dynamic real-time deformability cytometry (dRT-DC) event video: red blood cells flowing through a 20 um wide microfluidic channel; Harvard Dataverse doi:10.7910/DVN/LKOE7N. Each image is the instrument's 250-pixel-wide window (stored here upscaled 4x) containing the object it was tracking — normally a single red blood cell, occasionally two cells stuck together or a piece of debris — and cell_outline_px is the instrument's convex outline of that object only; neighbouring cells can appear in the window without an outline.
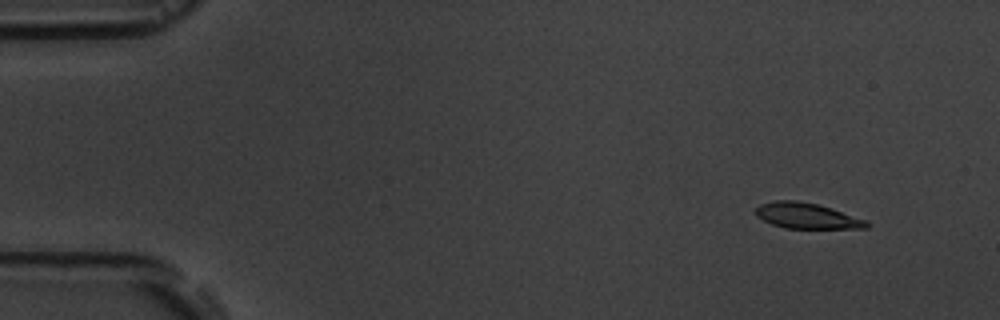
{"species": "common noctule bat (a hibernating species)", "species_latin": "Nyctalus noctula", "temperature_condition": "room temperature", "stored_images_in_passage": 6, "camera_frame_rate_fps": 3000, "um_per_image_px": 0.085, "animal": {"sex": "male", "body_mass_g": 19.5, "forearm_length_mm": 54.6}, "frame": {"image": 1, "passage_image": 2, "time_ms": 1.333, "image_size_px": [1000, 320], "cell_outline_px": [[868, 228], [784, 228], [772, 224], [756, 216], [756, 208], [760, 204], [776, 200], [796, 200], [816, 204], [832, 208], [868, 220]], "centroid_in_image_um": [68.59, 18.34], "position_along_channel_um": 16.4, "area_um2": 16.53}}
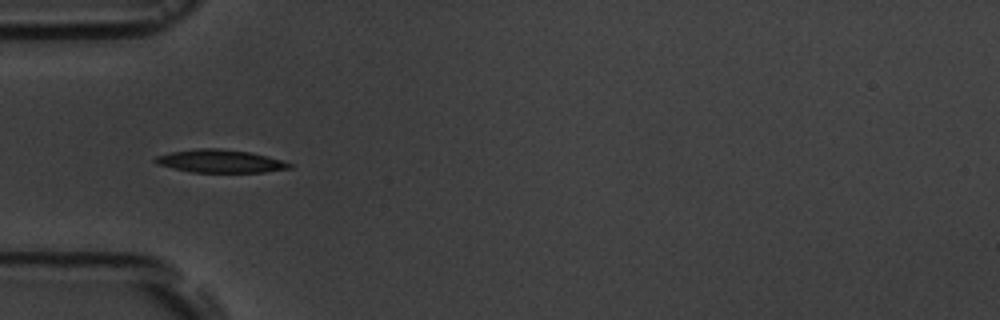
{"frame": {"image": 2, "passage_image": 5, "time_ms": 5.667, "image_size_px": [1000, 320], "cell_outline_px": [[292, 168], [264, 172], [192, 172], [156, 164], [152, 160], [156, 156], [172, 152], [200, 148], [220, 148], [252, 152], [268, 156], [292, 164]], "centroid_in_image_um": [18.72, 13.69], "position_along_channel_um": 66.3, "area_um2": 17.92}}
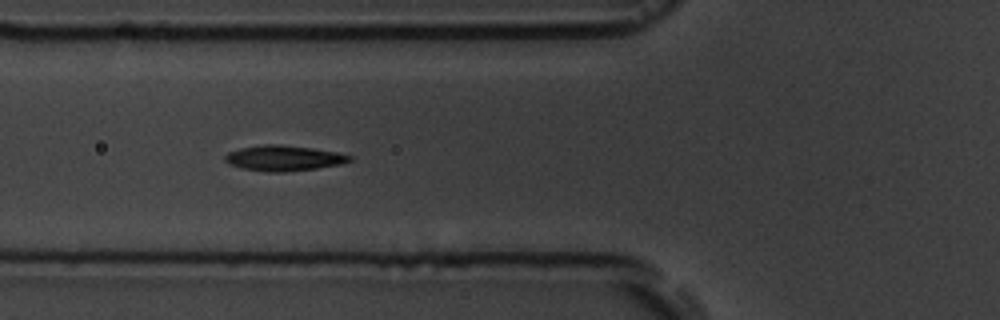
{"frame": {"image": 3, "passage_image": 6, "time_ms": 6.667, "image_size_px": [1000, 320], "cell_outline_px": [[352, 160], [340, 164], [316, 168], [284, 172], [268, 172], [240, 168], [228, 164], [224, 160], [224, 156], [228, 152], [240, 148], [264, 144], [280, 144], [312, 148], [336, 152], [352, 156]], "centroid_in_image_um": [24.07, 13.44], "position_along_channel_um": 101.7, "area_um2": 18.5}}